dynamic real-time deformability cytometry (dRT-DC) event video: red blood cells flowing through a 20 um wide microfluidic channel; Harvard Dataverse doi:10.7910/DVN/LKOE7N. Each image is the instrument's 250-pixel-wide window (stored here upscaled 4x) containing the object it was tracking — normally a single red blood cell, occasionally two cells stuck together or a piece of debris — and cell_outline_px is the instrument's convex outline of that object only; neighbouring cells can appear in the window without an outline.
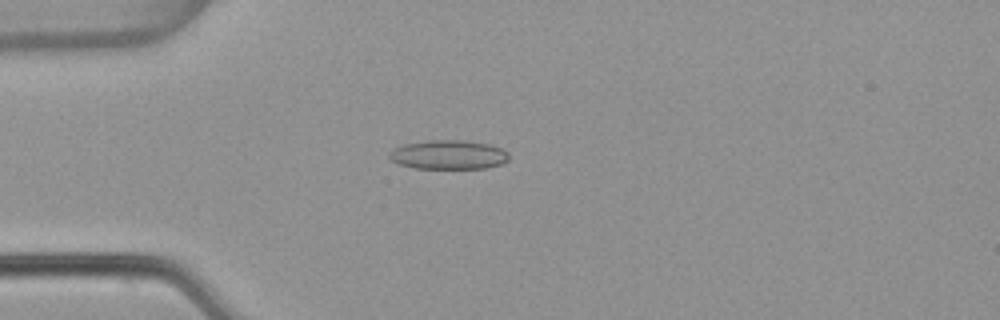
{"species": "common noctule bat (a hibernating species)", "species_latin": "Nyctalus noctula", "temperature_condition": "warm", "stored_images_in_passage": 54, "camera_frame_rate_fps": 3000, "um_per_image_px": 0.085, "animal": {"sex": "female", "body_mass_g": 22.7, "forearm_length_mm": 54.2}, "frame": {"image": 1, "passage_image": 15, "time_ms": 4.667, "image_size_px": [1000, 320], "cell_outline_px": [[508, 160], [504, 164], [484, 168], [416, 168], [400, 164], [392, 160], [388, 156], [388, 152], [404, 144], [428, 140], [464, 140], [488, 144], [500, 148], [508, 152]], "centroid_in_image_um": [38.14, 13.15], "position_along_channel_um": 46.9, "area_um2": 20.23}}
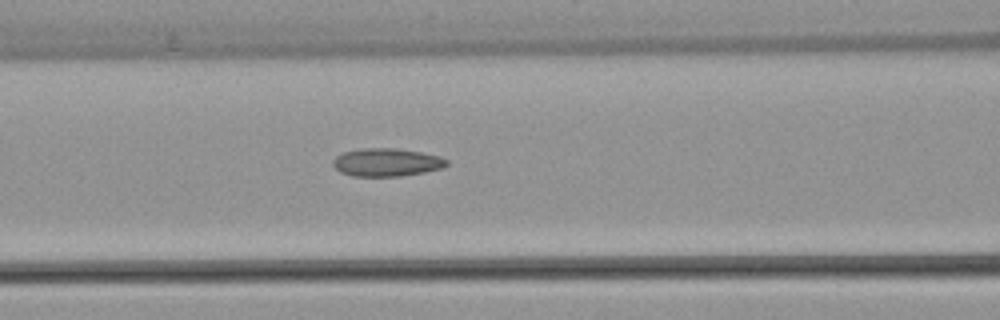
{"frame": {"image": 2, "passage_image": 23, "time_ms": 7.333, "image_size_px": [1000, 320], "cell_outline_px": [[448, 164], [444, 168], [424, 172], [400, 176], [352, 176], [340, 172], [332, 164], [332, 160], [336, 156], [344, 152], [360, 148], [396, 148], [420, 152], [440, 156], [448, 160]], "centroid_in_image_um": [32.86, 13.79], "position_along_channel_um": 133.7, "area_um2": 18.67}}
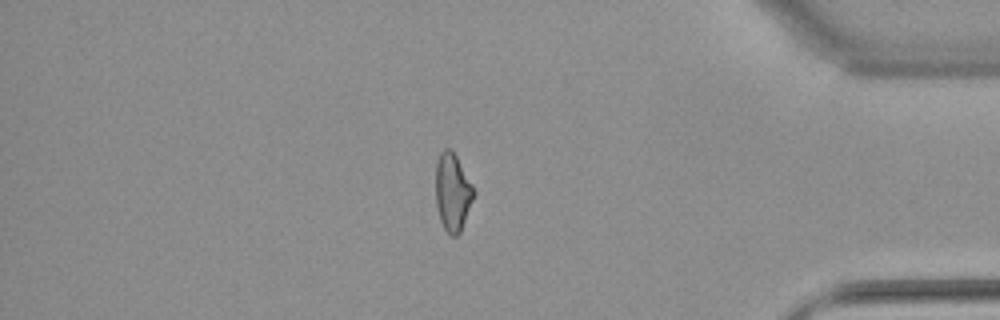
{"frame": {"image": 3, "passage_image": 46, "time_ms": 15.0, "image_size_px": [1000, 320], "cell_outline_px": [[476, 192], [460, 232], [456, 236], [452, 236], [444, 228], [440, 220], [436, 204], [436, 160], [440, 152], [444, 148], [452, 148], [472, 184]], "centroid_in_image_um": [38.47, 16.29], "position_along_channel_um": 396.7, "area_um2": 17.28}, "authors_computed_cell_mechanics": {"area_um2": 18.5249, "velocity_mm_per_s": 3.8557, "shape_relaxation_time_tau1_ms": null, "shape_relaxation_time_tau2_ms": 2.5918, "deformation_change_tau1": null, "deformation_change_tau2": 0.1054}}